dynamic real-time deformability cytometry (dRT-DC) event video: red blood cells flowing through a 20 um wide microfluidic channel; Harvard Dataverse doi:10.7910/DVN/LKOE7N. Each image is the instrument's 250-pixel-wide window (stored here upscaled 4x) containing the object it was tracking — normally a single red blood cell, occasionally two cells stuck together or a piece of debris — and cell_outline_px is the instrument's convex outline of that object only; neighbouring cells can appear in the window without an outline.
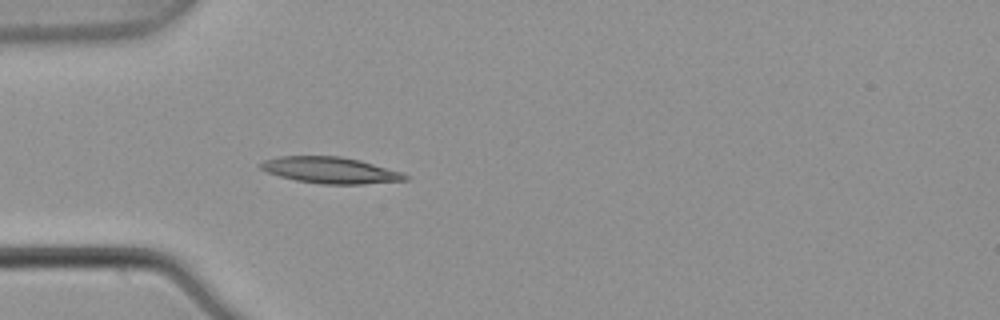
{"species": "common noctule bat (a hibernating species)", "species_latin": "Nyctalus noctula", "temperature_condition": "warm", "stored_images_in_passage": 4, "camera_frame_rate_fps": 3000, "um_per_image_px": 0.085, "animal": {"sex": "male", "body_mass_g": 21.5, "forearm_length_mm": 52.0}, "frame": {"image": 1, "passage_image": 4, "time_ms": 1.0, "image_size_px": [1000, 320], "cell_outline_px": [[408, 180], [364, 184], [320, 184], [296, 180], [280, 176], [268, 172], [260, 168], [256, 164], [264, 160], [280, 156], [340, 156], [360, 160], [400, 172], [408, 176]], "centroid_in_image_um": [28.04, 14.46], "position_along_channel_um": 57.0, "area_um2": 22.08}}